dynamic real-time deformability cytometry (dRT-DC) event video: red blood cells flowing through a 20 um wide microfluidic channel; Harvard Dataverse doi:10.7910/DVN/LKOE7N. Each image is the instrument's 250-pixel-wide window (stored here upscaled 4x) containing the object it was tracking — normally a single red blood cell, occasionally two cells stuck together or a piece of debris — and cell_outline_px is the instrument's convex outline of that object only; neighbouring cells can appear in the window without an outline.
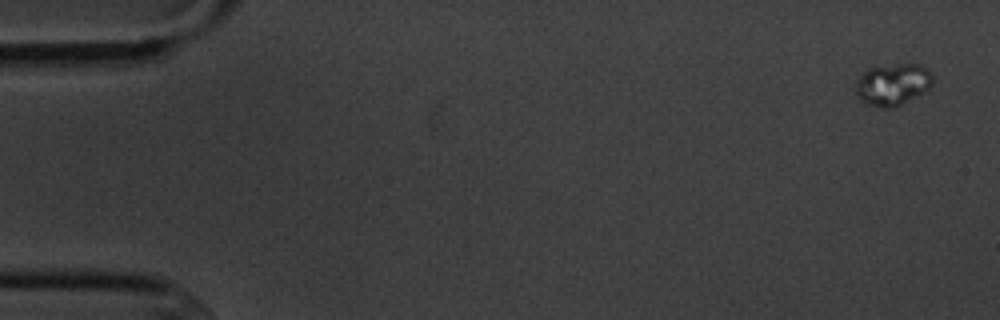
{"species": "common noctule bat (a hibernating species)", "species_latin": "Nyctalus noctula", "temperature_condition": "cold", "stored_images_in_passage": 4, "camera_frame_rate_fps": 3000, "um_per_image_px": 0.085, "animal": {"sex": "male", "body_mass_g": 20.1, "forearm_length_mm": 53.5}, "frame": {"image": 1, "passage_image": 1, "time_ms": 0.0, "image_size_px": [1000, 320], "cell_outline_px": [[932, 84], [924, 92], [896, 108], [884, 108], [868, 104], [860, 100], [856, 96], [856, 80], [868, 68], [900, 64], [920, 64], [928, 68], [932, 72]], "centroid_in_image_um": [75.89, 7.19], "position_along_channel_um": 9.1, "area_um2": 18.9}}